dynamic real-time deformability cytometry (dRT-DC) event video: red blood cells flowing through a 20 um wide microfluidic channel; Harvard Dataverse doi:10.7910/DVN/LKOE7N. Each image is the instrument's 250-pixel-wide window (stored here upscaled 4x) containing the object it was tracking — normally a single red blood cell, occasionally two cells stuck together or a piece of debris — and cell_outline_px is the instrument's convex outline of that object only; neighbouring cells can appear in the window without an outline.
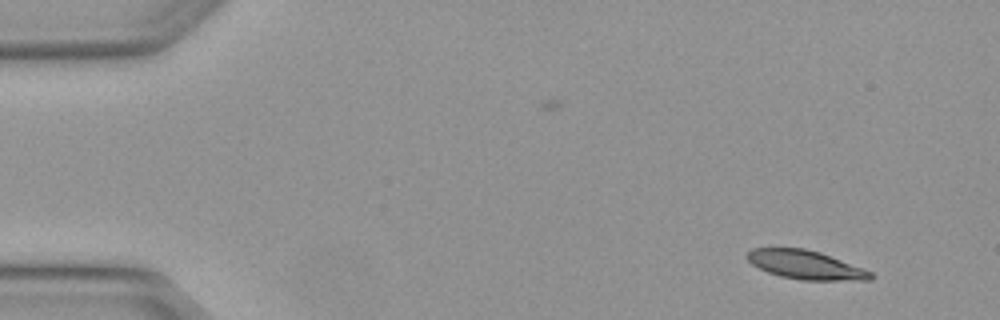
{"species": "Egyptian fruit bat (a non-hibernating species)", "species_latin": "Rousettus aegyptiacus", "temperature_condition": "warm", "stored_images_in_passage": 2, "camera_frame_rate_fps": 3000, "um_per_image_px": 0.085, "animal": {"sex": "female"}, "frame": {"image": 1, "passage_image": 2, "time_ms": 0.333, "image_size_px": [1000, 320], "cell_outline_px": [[872, 280], [804, 280], [780, 276], [768, 272], [752, 264], [744, 256], [752, 248], [804, 248], [820, 252], [864, 268], [872, 272]], "centroid_in_image_um": [68.48, 22.5], "position_along_channel_um": 16.5, "area_um2": 20.63}}